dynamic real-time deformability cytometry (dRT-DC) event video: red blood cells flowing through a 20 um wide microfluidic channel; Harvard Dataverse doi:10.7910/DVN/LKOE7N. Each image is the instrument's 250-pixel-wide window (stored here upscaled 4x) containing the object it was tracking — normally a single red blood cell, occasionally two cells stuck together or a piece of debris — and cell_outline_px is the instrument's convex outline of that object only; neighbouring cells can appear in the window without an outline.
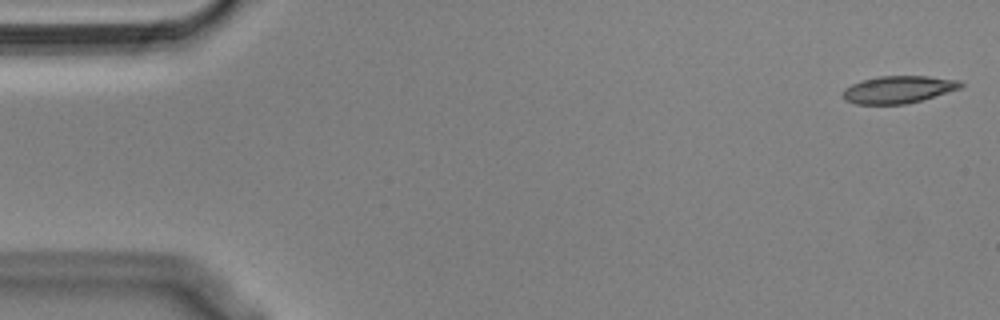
{"species": "Egyptian fruit bat (a non-hibernating species)", "species_latin": "Rousettus aegyptiacus", "temperature_condition": "cold", "stored_images_in_passage": 54, "camera_frame_rate_fps": 3000, "um_per_image_px": 0.085, "animal": {"sex": "male"}, "frame": {"image": 1, "passage_image": 1, "time_ms": 0.0, "image_size_px": [1000, 320], "cell_outline_px": [[964, 84], [960, 88], [908, 104], [856, 104], [844, 100], [840, 96], [844, 88], [852, 84], [864, 80], [880, 76], [928, 76], [960, 80]], "centroid_in_image_um": [76.33, 7.61], "position_along_channel_um": 8.7, "area_um2": 18.79}}
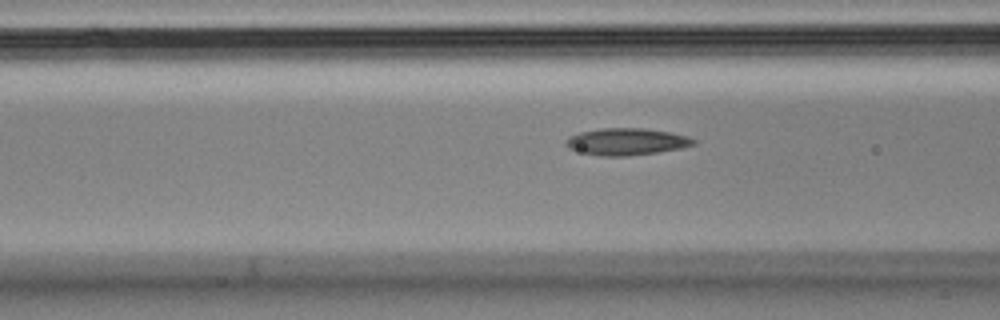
{"frame": {"image": 2, "passage_image": 20, "time_ms": 6.333, "image_size_px": [1000, 320], "cell_outline_px": [[696, 144], [680, 148], [656, 152], [628, 156], [600, 156], [568, 148], [564, 144], [564, 140], [568, 136], [580, 132], [604, 128], [640, 128], [668, 132], [688, 136], [696, 140]], "centroid_in_image_um": [53.22, 12.04], "position_along_channel_um": 113.4, "area_um2": 19.88}}
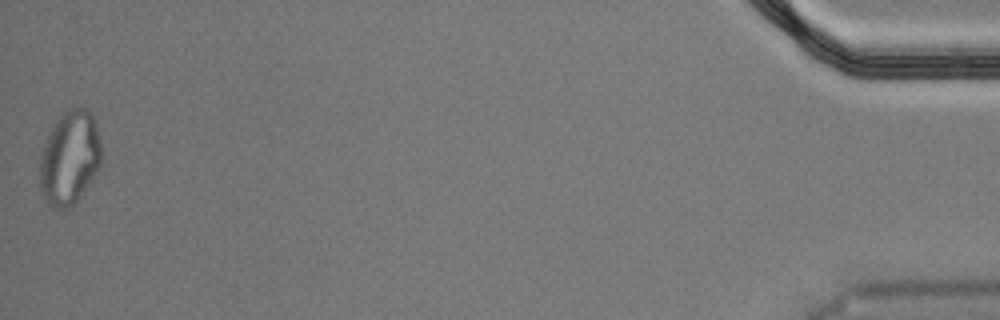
{"frame": {"image": 3, "passage_image": 54, "time_ms": 17.667, "image_size_px": [1000, 320], "cell_outline_px": [[100, 164], [96, 172], [80, 196], [68, 208], [56, 208], [48, 204], [44, 200], [40, 188], [40, 156], [48, 136], [56, 120], [68, 108], [84, 108], [92, 116], [96, 124], [100, 140]], "centroid_in_image_um": [5.9, 13.42], "position_along_channel_um": 429.3, "area_um2": 33.06}, "authors_computed_cell_mechanics": {"area_um2": 19.363, "velocity_mm_per_s": 3.6379, "shape_relaxation_time_tau1_ms": null, "shape_relaxation_time_tau2_ms": 8.553, "deformation_change_tau1": null, "deformation_change_tau2": 0.1869}}